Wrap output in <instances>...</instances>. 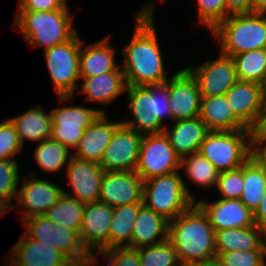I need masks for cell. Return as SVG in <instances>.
I'll list each match as a JSON object with an SVG mask.
<instances>
[{"mask_svg": "<svg viewBox=\"0 0 266 266\" xmlns=\"http://www.w3.org/2000/svg\"><path fill=\"white\" fill-rule=\"evenodd\" d=\"M154 0L144 4L134 14L133 38L122 48L121 68L126 85L148 86L164 84L170 77L164 68V60L154 24Z\"/></svg>", "mask_w": 266, "mask_h": 266, "instance_id": "cell-1", "label": "cell"}, {"mask_svg": "<svg viewBox=\"0 0 266 266\" xmlns=\"http://www.w3.org/2000/svg\"><path fill=\"white\" fill-rule=\"evenodd\" d=\"M215 234L208 215L196 202L169 221L168 240L181 264L199 265L216 259Z\"/></svg>", "mask_w": 266, "mask_h": 266, "instance_id": "cell-2", "label": "cell"}, {"mask_svg": "<svg viewBox=\"0 0 266 266\" xmlns=\"http://www.w3.org/2000/svg\"><path fill=\"white\" fill-rule=\"evenodd\" d=\"M125 92L133 119L123 120L122 124L141 135L163 133L167 126L163 125L164 118L168 117L172 121L169 79L160 85H126Z\"/></svg>", "mask_w": 266, "mask_h": 266, "instance_id": "cell-3", "label": "cell"}, {"mask_svg": "<svg viewBox=\"0 0 266 266\" xmlns=\"http://www.w3.org/2000/svg\"><path fill=\"white\" fill-rule=\"evenodd\" d=\"M69 10L18 11L13 27L31 47L52 48L70 40L77 29L73 26Z\"/></svg>", "mask_w": 266, "mask_h": 266, "instance_id": "cell-4", "label": "cell"}, {"mask_svg": "<svg viewBox=\"0 0 266 266\" xmlns=\"http://www.w3.org/2000/svg\"><path fill=\"white\" fill-rule=\"evenodd\" d=\"M210 32L220 45V52L228 56L266 49V17L263 13L231 14Z\"/></svg>", "mask_w": 266, "mask_h": 266, "instance_id": "cell-5", "label": "cell"}, {"mask_svg": "<svg viewBox=\"0 0 266 266\" xmlns=\"http://www.w3.org/2000/svg\"><path fill=\"white\" fill-rule=\"evenodd\" d=\"M180 173L176 171L144 181L143 205L168 221L175 219L196 202Z\"/></svg>", "mask_w": 266, "mask_h": 266, "instance_id": "cell-6", "label": "cell"}, {"mask_svg": "<svg viewBox=\"0 0 266 266\" xmlns=\"http://www.w3.org/2000/svg\"><path fill=\"white\" fill-rule=\"evenodd\" d=\"M219 171L242 166L254 153L251 129L237 131H210L199 151Z\"/></svg>", "mask_w": 266, "mask_h": 266, "instance_id": "cell-7", "label": "cell"}, {"mask_svg": "<svg viewBox=\"0 0 266 266\" xmlns=\"http://www.w3.org/2000/svg\"><path fill=\"white\" fill-rule=\"evenodd\" d=\"M81 39L76 33L70 40L44 49L48 72L53 81L59 102L73 99L80 79L79 55Z\"/></svg>", "mask_w": 266, "mask_h": 266, "instance_id": "cell-8", "label": "cell"}, {"mask_svg": "<svg viewBox=\"0 0 266 266\" xmlns=\"http://www.w3.org/2000/svg\"><path fill=\"white\" fill-rule=\"evenodd\" d=\"M21 222L27 229L24 233L29 238L61 252L74 266L93 258L81 244L79 234L75 230L57 225L45 215L32 216Z\"/></svg>", "mask_w": 266, "mask_h": 266, "instance_id": "cell-9", "label": "cell"}, {"mask_svg": "<svg viewBox=\"0 0 266 266\" xmlns=\"http://www.w3.org/2000/svg\"><path fill=\"white\" fill-rule=\"evenodd\" d=\"M135 171L143 181L180 171V157L175 153L164 132L142 136Z\"/></svg>", "mask_w": 266, "mask_h": 266, "instance_id": "cell-10", "label": "cell"}, {"mask_svg": "<svg viewBox=\"0 0 266 266\" xmlns=\"http://www.w3.org/2000/svg\"><path fill=\"white\" fill-rule=\"evenodd\" d=\"M51 138L66 146L69 150L76 149L84 131L100 114H105L102 108L95 109L86 106H62L51 112Z\"/></svg>", "mask_w": 266, "mask_h": 266, "instance_id": "cell-11", "label": "cell"}, {"mask_svg": "<svg viewBox=\"0 0 266 266\" xmlns=\"http://www.w3.org/2000/svg\"><path fill=\"white\" fill-rule=\"evenodd\" d=\"M186 69L196 79L201 97L226 95L238 81L232 57L221 52L216 59L203 62L197 67L190 65Z\"/></svg>", "mask_w": 266, "mask_h": 266, "instance_id": "cell-12", "label": "cell"}, {"mask_svg": "<svg viewBox=\"0 0 266 266\" xmlns=\"http://www.w3.org/2000/svg\"><path fill=\"white\" fill-rule=\"evenodd\" d=\"M112 217L113 207L106 203L96 201L85 205L79 237L81 244L93 258L99 257V253L109 249Z\"/></svg>", "mask_w": 266, "mask_h": 266, "instance_id": "cell-13", "label": "cell"}, {"mask_svg": "<svg viewBox=\"0 0 266 266\" xmlns=\"http://www.w3.org/2000/svg\"><path fill=\"white\" fill-rule=\"evenodd\" d=\"M26 175L18 188V208H24L22 221L37 215H44L64 194V188L55 185L52 181L37 177L36 171Z\"/></svg>", "mask_w": 266, "mask_h": 266, "instance_id": "cell-14", "label": "cell"}, {"mask_svg": "<svg viewBox=\"0 0 266 266\" xmlns=\"http://www.w3.org/2000/svg\"><path fill=\"white\" fill-rule=\"evenodd\" d=\"M141 134L121 124L106 147L100 166L105 171H135L138 163Z\"/></svg>", "mask_w": 266, "mask_h": 266, "instance_id": "cell-15", "label": "cell"}, {"mask_svg": "<svg viewBox=\"0 0 266 266\" xmlns=\"http://www.w3.org/2000/svg\"><path fill=\"white\" fill-rule=\"evenodd\" d=\"M144 181L136 171H105L98 201L111 207L143 203Z\"/></svg>", "mask_w": 266, "mask_h": 266, "instance_id": "cell-16", "label": "cell"}, {"mask_svg": "<svg viewBox=\"0 0 266 266\" xmlns=\"http://www.w3.org/2000/svg\"><path fill=\"white\" fill-rule=\"evenodd\" d=\"M201 94L196 79L186 69L169 79V103L173 121L199 117Z\"/></svg>", "mask_w": 266, "mask_h": 266, "instance_id": "cell-17", "label": "cell"}, {"mask_svg": "<svg viewBox=\"0 0 266 266\" xmlns=\"http://www.w3.org/2000/svg\"><path fill=\"white\" fill-rule=\"evenodd\" d=\"M72 192L64 189V194L88 204L99 199L100 185L105 170L98 162L78 159L74 156L66 167Z\"/></svg>", "mask_w": 266, "mask_h": 266, "instance_id": "cell-18", "label": "cell"}, {"mask_svg": "<svg viewBox=\"0 0 266 266\" xmlns=\"http://www.w3.org/2000/svg\"><path fill=\"white\" fill-rule=\"evenodd\" d=\"M234 115L249 129L257 122L266 98L265 86L237 81L226 93Z\"/></svg>", "mask_w": 266, "mask_h": 266, "instance_id": "cell-19", "label": "cell"}, {"mask_svg": "<svg viewBox=\"0 0 266 266\" xmlns=\"http://www.w3.org/2000/svg\"><path fill=\"white\" fill-rule=\"evenodd\" d=\"M196 203L208 215L215 231L229 228H244L255 225L253 213L240 199H220L208 203L202 199Z\"/></svg>", "mask_w": 266, "mask_h": 266, "instance_id": "cell-20", "label": "cell"}, {"mask_svg": "<svg viewBox=\"0 0 266 266\" xmlns=\"http://www.w3.org/2000/svg\"><path fill=\"white\" fill-rule=\"evenodd\" d=\"M107 114H100L96 120L85 129L74 157L100 163L106 147L108 146L114 131L122 124L121 120H109ZM114 121V122H113Z\"/></svg>", "mask_w": 266, "mask_h": 266, "instance_id": "cell-21", "label": "cell"}, {"mask_svg": "<svg viewBox=\"0 0 266 266\" xmlns=\"http://www.w3.org/2000/svg\"><path fill=\"white\" fill-rule=\"evenodd\" d=\"M107 36L100 41L92 42L84 46L81 40L79 55L80 77H91L110 71H122L121 65H117L115 48L109 43Z\"/></svg>", "mask_w": 266, "mask_h": 266, "instance_id": "cell-22", "label": "cell"}, {"mask_svg": "<svg viewBox=\"0 0 266 266\" xmlns=\"http://www.w3.org/2000/svg\"><path fill=\"white\" fill-rule=\"evenodd\" d=\"M168 128H164V134L180 158L197 153L210 132L199 117L175 121L172 128Z\"/></svg>", "mask_w": 266, "mask_h": 266, "instance_id": "cell-23", "label": "cell"}, {"mask_svg": "<svg viewBox=\"0 0 266 266\" xmlns=\"http://www.w3.org/2000/svg\"><path fill=\"white\" fill-rule=\"evenodd\" d=\"M8 255L25 266H74L61 252L29 238L25 233Z\"/></svg>", "mask_w": 266, "mask_h": 266, "instance_id": "cell-24", "label": "cell"}, {"mask_svg": "<svg viewBox=\"0 0 266 266\" xmlns=\"http://www.w3.org/2000/svg\"><path fill=\"white\" fill-rule=\"evenodd\" d=\"M84 80L78 93L86 95V101L102 105L111 104L125 92L126 83L123 71H110Z\"/></svg>", "mask_w": 266, "mask_h": 266, "instance_id": "cell-25", "label": "cell"}, {"mask_svg": "<svg viewBox=\"0 0 266 266\" xmlns=\"http://www.w3.org/2000/svg\"><path fill=\"white\" fill-rule=\"evenodd\" d=\"M133 225L132 248L155 245L168 239L169 221L144 205L140 208Z\"/></svg>", "mask_w": 266, "mask_h": 266, "instance_id": "cell-26", "label": "cell"}, {"mask_svg": "<svg viewBox=\"0 0 266 266\" xmlns=\"http://www.w3.org/2000/svg\"><path fill=\"white\" fill-rule=\"evenodd\" d=\"M199 118L209 131L249 129L234 115L226 95L202 97Z\"/></svg>", "mask_w": 266, "mask_h": 266, "instance_id": "cell-27", "label": "cell"}, {"mask_svg": "<svg viewBox=\"0 0 266 266\" xmlns=\"http://www.w3.org/2000/svg\"><path fill=\"white\" fill-rule=\"evenodd\" d=\"M45 111L42 106L37 105L31 107L27 112L9 119L16 129L22 148L27 139L40 143L51 138V114Z\"/></svg>", "mask_w": 266, "mask_h": 266, "instance_id": "cell-28", "label": "cell"}, {"mask_svg": "<svg viewBox=\"0 0 266 266\" xmlns=\"http://www.w3.org/2000/svg\"><path fill=\"white\" fill-rule=\"evenodd\" d=\"M216 253L238 251H263L262 230L254 225L216 231Z\"/></svg>", "mask_w": 266, "mask_h": 266, "instance_id": "cell-29", "label": "cell"}, {"mask_svg": "<svg viewBox=\"0 0 266 266\" xmlns=\"http://www.w3.org/2000/svg\"><path fill=\"white\" fill-rule=\"evenodd\" d=\"M266 191V168L253 155L244 163V184L241 202L252 212L260 205Z\"/></svg>", "mask_w": 266, "mask_h": 266, "instance_id": "cell-30", "label": "cell"}, {"mask_svg": "<svg viewBox=\"0 0 266 266\" xmlns=\"http://www.w3.org/2000/svg\"><path fill=\"white\" fill-rule=\"evenodd\" d=\"M142 206L143 203H133L113 208V217L109 229V249L131 247L133 224Z\"/></svg>", "mask_w": 266, "mask_h": 266, "instance_id": "cell-31", "label": "cell"}, {"mask_svg": "<svg viewBox=\"0 0 266 266\" xmlns=\"http://www.w3.org/2000/svg\"><path fill=\"white\" fill-rule=\"evenodd\" d=\"M239 81L266 86V49H256L231 56Z\"/></svg>", "mask_w": 266, "mask_h": 266, "instance_id": "cell-32", "label": "cell"}, {"mask_svg": "<svg viewBox=\"0 0 266 266\" xmlns=\"http://www.w3.org/2000/svg\"><path fill=\"white\" fill-rule=\"evenodd\" d=\"M37 144L33 156L41 169L54 173L68 166L73 155L66 146L52 138L45 139Z\"/></svg>", "mask_w": 266, "mask_h": 266, "instance_id": "cell-33", "label": "cell"}, {"mask_svg": "<svg viewBox=\"0 0 266 266\" xmlns=\"http://www.w3.org/2000/svg\"><path fill=\"white\" fill-rule=\"evenodd\" d=\"M85 203L63 194L44 214L53 223L75 230L79 234Z\"/></svg>", "mask_w": 266, "mask_h": 266, "instance_id": "cell-34", "label": "cell"}, {"mask_svg": "<svg viewBox=\"0 0 266 266\" xmlns=\"http://www.w3.org/2000/svg\"><path fill=\"white\" fill-rule=\"evenodd\" d=\"M192 183L202 188L216 186L219 171L199 152L180 158V168Z\"/></svg>", "mask_w": 266, "mask_h": 266, "instance_id": "cell-35", "label": "cell"}, {"mask_svg": "<svg viewBox=\"0 0 266 266\" xmlns=\"http://www.w3.org/2000/svg\"><path fill=\"white\" fill-rule=\"evenodd\" d=\"M140 266H180L177 252L167 239L159 244L138 248Z\"/></svg>", "mask_w": 266, "mask_h": 266, "instance_id": "cell-36", "label": "cell"}, {"mask_svg": "<svg viewBox=\"0 0 266 266\" xmlns=\"http://www.w3.org/2000/svg\"><path fill=\"white\" fill-rule=\"evenodd\" d=\"M18 164V159L0 160V198L8 202L12 209L16 207L12 202L16 200L20 183Z\"/></svg>", "mask_w": 266, "mask_h": 266, "instance_id": "cell-37", "label": "cell"}, {"mask_svg": "<svg viewBox=\"0 0 266 266\" xmlns=\"http://www.w3.org/2000/svg\"><path fill=\"white\" fill-rule=\"evenodd\" d=\"M244 184V164L236 169L219 172L215 188L220 199H240Z\"/></svg>", "mask_w": 266, "mask_h": 266, "instance_id": "cell-38", "label": "cell"}, {"mask_svg": "<svg viewBox=\"0 0 266 266\" xmlns=\"http://www.w3.org/2000/svg\"><path fill=\"white\" fill-rule=\"evenodd\" d=\"M198 19L210 31L228 17L226 0H197Z\"/></svg>", "mask_w": 266, "mask_h": 266, "instance_id": "cell-39", "label": "cell"}, {"mask_svg": "<svg viewBox=\"0 0 266 266\" xmlns=\"http://www.w3.org/2000/svg\"><path fill=\"white\" fill-rule=\"evenodd\" d=\"M216 259L223 266H266L263 251H230L216 253Z\"/></svg>", "mask_w": 266, "mask_h": 266, "instance_id": "cell-40", "label": "cell"}, {"mask_svg": "<svg viewBox=\"0 0 266 266\" xmlns=\"http://www.w3.org/2000/svg\"><path fill=\"white\" fill-rule=\"evenodd\" d=\"M19 136L9 119L0 122V160L15 159L16 153L21 152Z\"/></svg>", "mask_w": 266, "mask_h": 266, "instance_id": "cell-41", "label": "cell"}, {"mask_svg": "<svg viewBox=\"0 0 266 266\" xmlns=\"http://www.w3.org/2000/svg\"><path fill=\"white\" fill-rule=\"evenodd\" d=\"M99 255L107 256L104 261L109 266H140L138 249L129 246L106 249Z\"/></svg>", "mask_w": 266, "mask_h": 266, "instance_id": "cell-42", "label": "cell"}, {"mask_svg": "<svg viewBox=\"0 0 266 266\" xmlns=\"http://www.w3.org/2000/svg\"><path fill=\"white\" fill-rule=\"evenodd\" d=\"M67 0H22L19 11H56L68 10Z\"/></svg>", "mask_w": 266, "mask_h": 266, "instance_id": "cell-43", "label": "cell"}, {"mask_svg": "<svg viewBox=\"0 0 266 266\" xmlns=\"http://www.w3.org/2000/svg\"><path fill=\"white\" fill-rule=\"evenodd\" d=\"M252 148L266 142V100L260 111L256 124L251 128Z\"/></svg>", "mask_w": 266, "mask_h": 266, "instance_id": "cell-44", "label": "cell"}, {"mask_svg": "<svg viewBox=\"0 0 266 266\" xmlns=\"http://www.w3.org/2000/svg\"><path fill=\"white\" fill-rule=\"evenodd\" d=\"M228 7V17L231 14L251 13L252 0H226Z\"/></svg>", "mask_w": 266, "mask_h": 266, "instance_id": "cell-45", "label": "cell"}, {"mask_svg": "<svg viewBox=\"0 0 266 266\" xmlns=\"http://www.w3.org/2000/svg\"><path fill=\"white\" fill-rule=\"evenodd\" d=\"M253 219L255 225H257L261 230L266 229V191L260 205L253 213Z\"/></svg>", "mask_w": 266, "mask_h": 266, "instance_id": "cell-46", "label": "cell"}, {"mask_svg": "<svg viewBox=\"0 0 266 266\" xmlns=\"http://www.w3.org/2000/svg\"><path fill=\"white\" fill-rule=\"evenodd\" d=\"M254 154L264 164V166L266 168V142L259 144L254 149Z\"/></svg>", "mask_w": 266, "mask_h": 266, "instance_id": "cell-47", "label": "cell"}, {"mask_svg": "<svg viewBox=\"0 0 266 266\" xmlns=\"http://www.w3.org/2000/svg\"><path fill=\"white\" fill-rule=\"evenodd\" d=\"M266 10V0H252V12L263 13Z\"/></svg>", "mask_w": 266, "mask_h": 266, "instance_id": "cell-48", "label": "cell"}, {"mask_svg": "<svg viewBox=\"0 0 266 266\" xmlns=\"http://www.w3.org/2000/svg\"><path fill=\"white\" fill-rule=\"evenodd\" d=\"M12 210V206L0 198V217L3 216L4 213H7V211Z\"/></svg>", "mask_w": 266, "mask_h": 266, "instance_id": "cell-49", "label": "cell"}, {"mask_svg": "<svg viewBox=\"0 0 266 266\" xmlns=\"http://www.w3.org/2000/svg\"><path fill=\"white\" fill-rule=\"evenodd\" d=\"M8 264L5 266H25L20 264L12 255L8 256Z\"/></svg>", "mask_w": 266, "mask_h": 266, "instance_id": "cell-50", "label": "cell"}, {"mask_svg": "<svg viewBox=\"0 0 266 266\" xmlns=\"http://www.w3.org/2000/svg\"><path fill=\"white\" fill-rule=\"evenodd\" d=\"M200 266H223L217 259L207 261L203 264H200Z\"/></svg>", "mask_w": 266, "mask_h": 266, "instance_id": "cell-51", "label": "cell"}, {"mask_svg": "<svg viewBox=\"0 0 266 266\" xmlns=\"http://www.w3.org/2000/svg\"><path fill=\"white\" fill-rule=\"evenodd\" d=\"M98 258H92L91 260L78 264L77 266H96L95 263H98Z\"/></svg>", "mask_w": 266, "mask_h": 266, "instance_id": "cell-52", "label": "cell"}, {"mask_svg": "<svg viewBox=\"0 0 266 266\" xmlns=\"http://www.w3.org/2000/svg\"><path fill=\"white\" fill-rule=\"evenodd\" d=\"M262 247H263V252H264V257L266 260V229L262 230Z\"/></svg>", "mask_w": 266, "mask_h": 266, "instance_id": "cell-53", "label": "cell"}, {"mask_svg": "<svg viewBox=\"0 0 266 266\" xmlns=\"http://www.w3.org/2000/svg\"><path fill=\"white\" fill-rule=\"evenodd\" d=\"M180 266H200V264H199V265H193V264H181Z\"/></svg>", "mask_w": 266, "mask_h": 266, "instance_id": "cell-54", "label": "cell"}]
</instances>
